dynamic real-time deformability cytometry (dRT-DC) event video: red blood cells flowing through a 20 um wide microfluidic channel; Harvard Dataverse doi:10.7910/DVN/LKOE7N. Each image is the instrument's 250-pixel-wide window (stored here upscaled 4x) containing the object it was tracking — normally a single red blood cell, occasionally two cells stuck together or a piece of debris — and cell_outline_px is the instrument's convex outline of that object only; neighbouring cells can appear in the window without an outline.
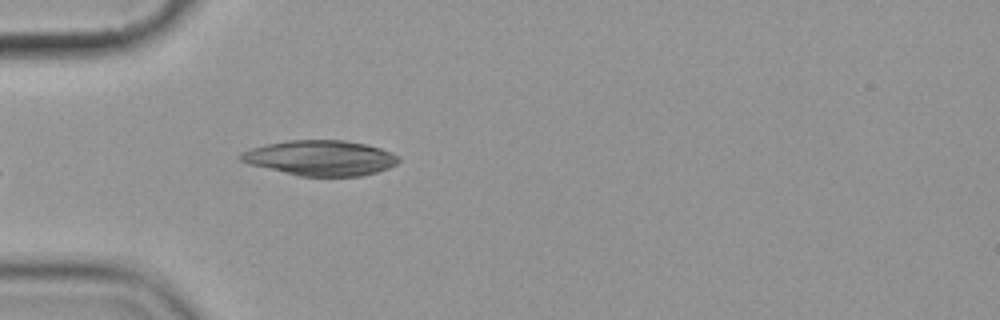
{"species": "common noctule bat (a hibernating species)", "species_latin": "Nyctalus noctula", "temperature_condition": "cold", "stored_images_in_passage": 6, "camera_frame_rate_fps": 3000, "um_per_image_px": 0.085, "animal": {"sex": "female", "body_mass_g": 19.9}, "frame": {"image": 1, "passage_image": 6, "time_ms": 6.667, "image_size_px": [1000, 320], "cell_outline_px": [[400, 160], [396, 164], [388, 168], [364, 176], [296, 176], [248, 164], [240, 160], [236, 156], [252, 148], [268, 144], [288, 140], [344, 140], [364, 144], [380, 148], [392, 152], [400, 156]], "centroid_in_image_um": [27.24, 13.43], "position_along_channel_um": 57.8, "area_um2": 32.54}}